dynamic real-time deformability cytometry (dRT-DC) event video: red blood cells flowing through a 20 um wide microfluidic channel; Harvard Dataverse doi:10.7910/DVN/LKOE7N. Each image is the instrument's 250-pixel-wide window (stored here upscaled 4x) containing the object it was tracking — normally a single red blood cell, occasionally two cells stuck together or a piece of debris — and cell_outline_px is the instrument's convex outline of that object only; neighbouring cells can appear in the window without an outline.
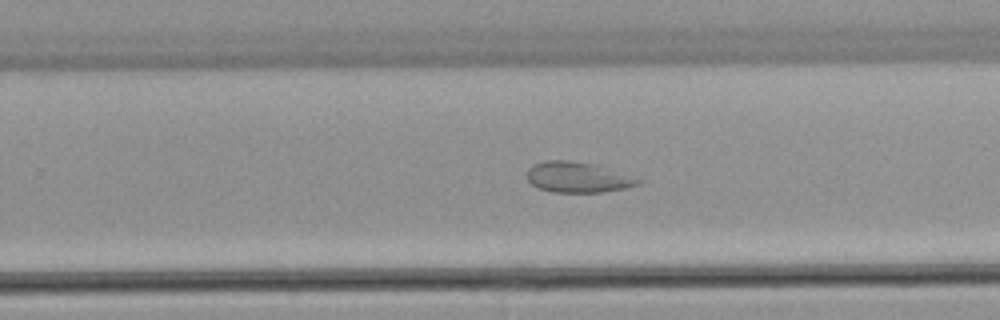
{"species": "common noctule bat (a hibernating species)", "species_latin": "Nyctalus noctula", "temperature_condition": "warm", "stored_images_in_passage": 45, "camera_frame_rate_fps": 3000, "um_per_image_px": 0.085, "animal": {"sex": "male", "body_mass_g": 21.5, "forearm_length_mm": 52.0}, "frame": {"image": 1, "passage_image": 28, "time_ms": 9.0, "image_size_px": [1000, 320], "cell_outline_px": [[644, 180], [640, 184], [624, 188], [604, 192], [552, 192], [540, 188], [532, 184], [528, 180], [528, 168], [532, 164], [544, 160], [572, 160], [596, 164]], "centroid_in_image_um": [49.11, 15.05], "position_along_channel_um": 280.7, "area_um2": 19.88}}
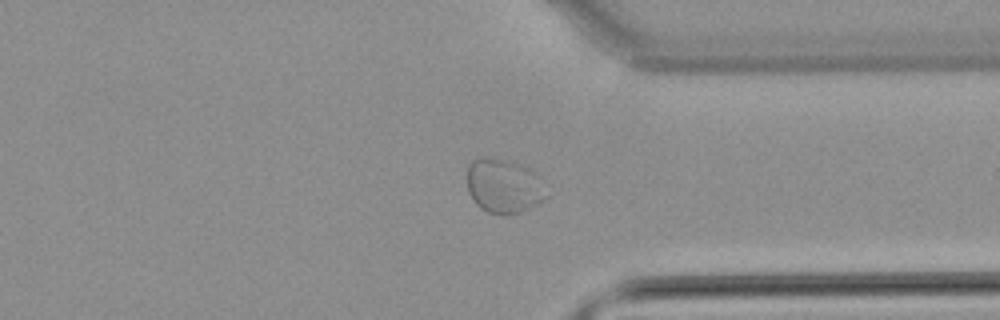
{"frame": {"image": 2, "passage_image": 34, "time_ms": 11.0, "image_size_px": [1000, 320], "cell_outline_px": [[548, 196], [544, 200], [520, 212], [504, 216], [488, 212], [480, 208], [472, 200], [468, 192], [468, 164], [472, 160], [480, 156], [484, 156], [508, 160], [524, 164], [536, 172]], "centroid_in_image_um": [42.81, 15.79], "position_along_channel_um": 368.6, "area_um2": 25.55}}
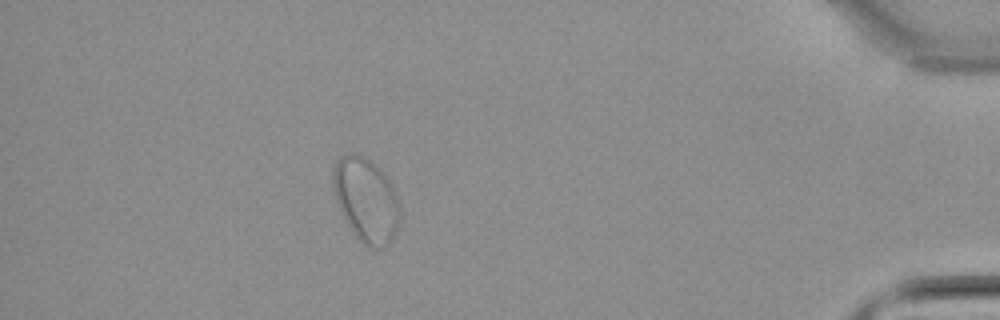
{"frame": {"image": 3, "passage_image": 40, "time_ms": 13.0, "image_size_px": [1000, 320], "cell_outline_px": [[400, 224], [392, 240], [388, 244], [380, 248], [368, 248], [356, 236], [344, 220], [340, 212], [332, 188], [332, 168], [336, 160], [340, 156], [348, 152], [352, 152], [364, 156], [388, 180], [400, 204]], "centroid_in_image_um": [31.08, 17.01], "position_along_channel_um": 404.1, "area_um2": 32.95}}